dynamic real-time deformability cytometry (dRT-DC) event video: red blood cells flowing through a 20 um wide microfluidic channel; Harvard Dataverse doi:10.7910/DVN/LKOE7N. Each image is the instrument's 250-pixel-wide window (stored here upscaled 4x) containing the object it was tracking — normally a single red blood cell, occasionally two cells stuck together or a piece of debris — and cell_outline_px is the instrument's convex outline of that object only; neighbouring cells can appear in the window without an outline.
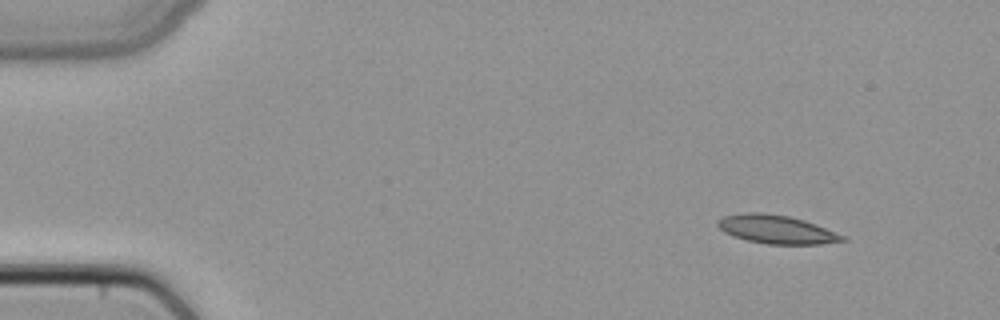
{"species": "common noctule bat (a hibernating species)", "species_latin": "Nyctalus noctula", "temperature_condition": "cold", "stored_images_in_passage": 4, "segment_of_instrument_passage": [1, 2], "camera_frame_rate_fps": 3000, "um_per_image_px": 0.085, "animal": {"sex": "female", "body_mass_g": 22.7, "forearm_length_mm": 54.2}, "frame": {"image": 1, "passage_image": 1, "time_ms": 0.0, "image_size_px": [1000, 320], "cell_outline_px": [[848, 240], [820, 244], [768, 244], [748, 240], [732, 236], [724, 232], [716, 224], [716, 220], [724, 216], [744, 212], [764, 212], [788, 216], [804, 220], [816, 224], [848, 236]], "centroid_in_image_um": [66.03, 19.49], "position_along_channel_um": 19.0, "area_um2": 20.92}}